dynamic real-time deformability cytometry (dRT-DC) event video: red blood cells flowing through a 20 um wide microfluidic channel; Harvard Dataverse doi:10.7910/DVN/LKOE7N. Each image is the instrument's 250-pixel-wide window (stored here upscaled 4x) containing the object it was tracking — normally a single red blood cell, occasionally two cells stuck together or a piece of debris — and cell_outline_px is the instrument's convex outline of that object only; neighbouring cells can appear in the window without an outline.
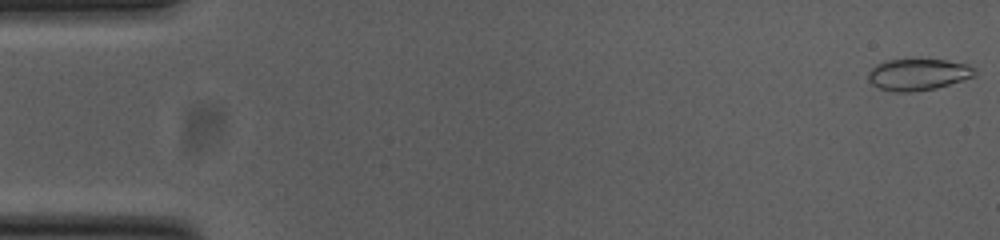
{"species": "common noctule bat (a hibernating species)", "species_latin": "Nyctalus noctula", "temperature_condition": "cold", "stored_images_in_passage": 54, "camera_frame_rate_fps": 3000, "um_per_image_px": 0.085, "animal": {"sex": "female", "body_mass_g": 23.0, "forearm_length_mm": 53.4}, "frame": {"image": 1, "passage_image": 1, "time_ms": 0.0, "image_size_px": [1000, 240], "cell_outline_px": [[976, 72], [972, 76], [936, 88], [912, 92], [892, 92], [880, 88], [872, 84], [868, 80], [868, 72], [876, 64], [884, 60], [948, 60], [968, 64], [976, 68]], "centroid_in_image_um": [78.0, 6.33], "position_along_channel_um": 7.0, "area_um2": 19.48}}
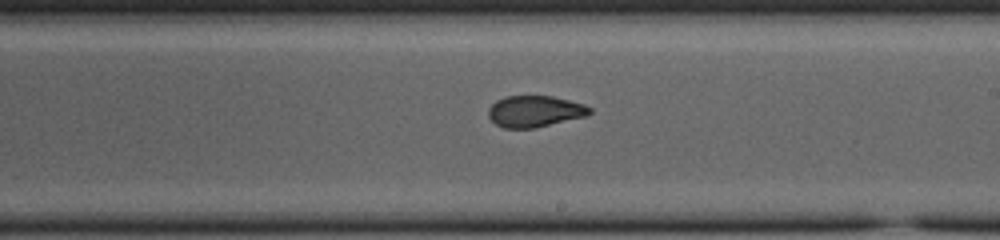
{"frame": {"image": 2, "passage_image": 31, "time_ms": 10.0, "image_size_px": [1000, 240], "cell_outline_px": [[592, 112], [588, 116], [536, 128], [504, 128], [496, 124], [488, 116], [488, 108], [496, 100], [504, 96], [552, 96], [584, 104], [592, 108]], "centroid_in_image_um": [45.48, 9.47], "position_along_channel_um": 243.5, "area_um2": 18.73}}
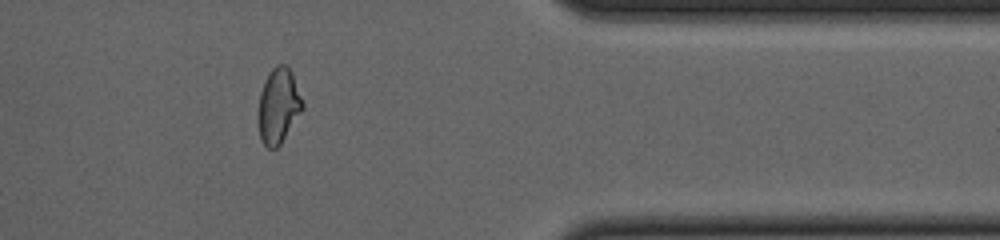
{"frame": {"image": 3, "passage_image": 44, "time_ms": 14.333, "image_size_px": [1000, 240], "cell_outline_px": [[304, 108], [280, 144], [276, 148], [268, 148], [260, 140], [260, 92], [264, 80], [268, 72], [276, 64], [284, 64], [292, 72], [304, 104]], "centroid_in_image_um": [23.69, 8.96], "position_along_channel_um": 387.7, "area_um2": 19.07}, "authors_computed_cell_mechanics": {"area_um2": 19.363, "velocity_mm_per_s": 3.7995, "shape_relaxation_time_tau1_ms": null, "shape_relaxation_time_tau2_ms": 1.0099, "deformation_change_tau1": null, "deformation_change_tau2": 0.0558}}